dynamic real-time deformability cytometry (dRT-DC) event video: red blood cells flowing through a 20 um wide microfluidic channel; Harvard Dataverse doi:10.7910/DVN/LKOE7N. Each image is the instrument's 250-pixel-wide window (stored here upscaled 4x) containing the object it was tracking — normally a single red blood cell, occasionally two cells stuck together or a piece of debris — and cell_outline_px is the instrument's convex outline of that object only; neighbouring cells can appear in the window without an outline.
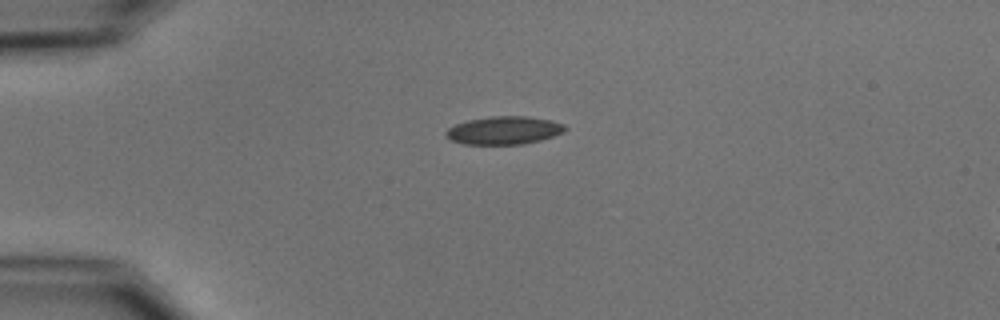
{"species": "common noctule bat (a hibernating species)", "species_latin": "Nyctalus noctula", "temperature_condition": "cold", "stored_images_in_passage": 3, "camera_frame_rate_fps": 3000, "um_per_image_px": 0.085, "animal": {"sex": "male", "body_mass_g": 15.6}, "frame": {"image": 1, "passage_image": 3, "time_ms": 2.333, "image_size_px": [1000, 320], "cell_outline_px": [[568, 128], [564, 132], [540, 140], [524, 144], [464, 144], [452, 140], [444, 132], [448, 128], [456, 124], [468, 120], [492, 116], [528, 116], [552, 120], [564, 124]], "centroid_in_image_um": [42.88, 11.07], "position_along_channel_um": 42.1, "area_um2": 19.42}}